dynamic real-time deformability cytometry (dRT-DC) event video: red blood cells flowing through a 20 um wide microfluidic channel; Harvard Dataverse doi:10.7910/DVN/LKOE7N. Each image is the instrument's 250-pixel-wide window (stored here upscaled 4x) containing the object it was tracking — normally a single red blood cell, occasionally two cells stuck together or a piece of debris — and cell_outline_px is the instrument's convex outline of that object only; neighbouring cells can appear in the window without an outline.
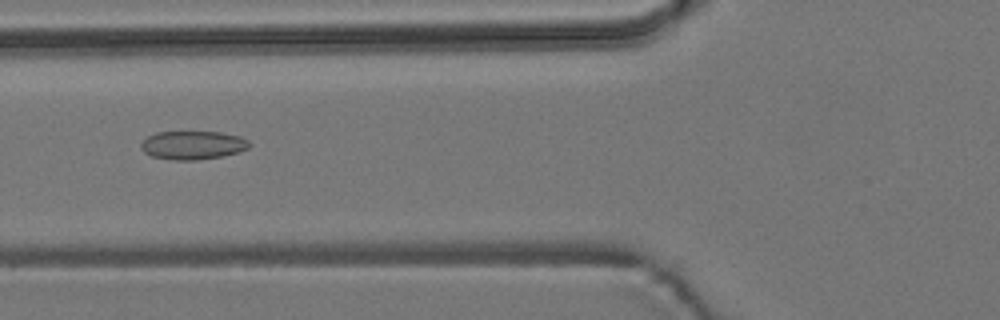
{"species": "common noctule bat (a hibernating species)", "species_latin": "Nyctalus noctula", "temperature_condition": "room temperature", "stored_images_in_passage": 55, "camera_frame_rate_fps": 3000, "um_per_image_px": 0.085, "animal": {"sex": "male", "body_mass_g": 19.2, "forearm_length_mm": 51.8}, "frame": {"image": 1, "passage_image": 21, "time_ms": 6.667, "image_size_px": [1000, 320], "cell_outline_px": [[252, 144], [248, 148], [240, 152], [220, 156], [196, 160], [176, 160], [152, 156], [144, 152], [140, 148], [140, 144], [148, 136], [156, 132], [220, 132], [240, 136], [248, 140]], "centroid_in_image_um": [16.4, 12.33], "position_along_channel_um": 109.4, "area_um2": 17.98}}
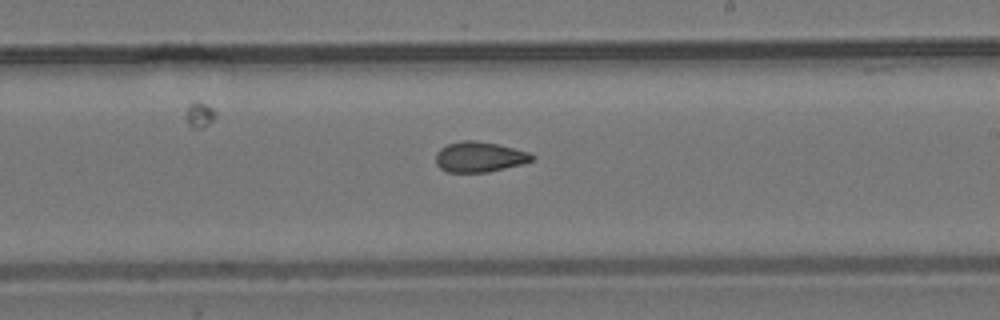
{"frame": {"image": 2, "passage_image": 32, "time_ms": 10.333, "image_size_px": [1000, 320], "cell_outline_px": [[536, 156], [532, 160], [520, 164], [488, 172], [448, 172], [440, 168], [436, 164], [436, 152], [440, 148], [448, 144], [464, 140], [476, 140], [496, 144], [528, 152]], "centroid_in_image_um": [40.71, 13.33], "position_along_channel_um": 248.3, "area_um2": 16.82}}
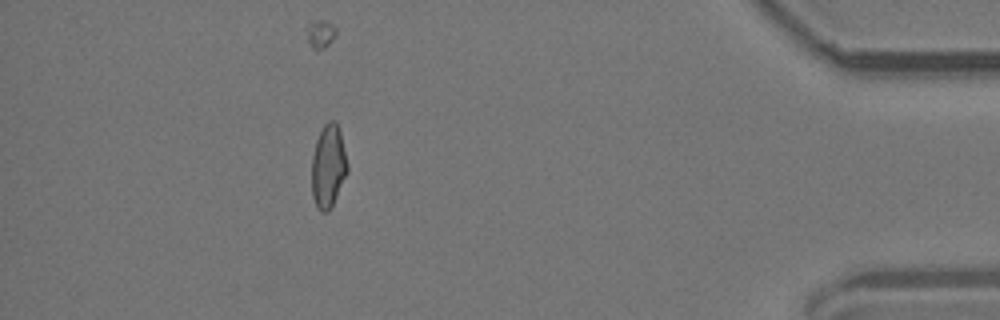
{"frame": {"image": 3, "passage_image": 49, "time_ms": 16.0, "image_size_px": [1000, 320], "cell_outline_px": [[348, 172], [328, 212], [320, 212], [316, 208], [312, 196], [312, 156], [316, 140], [324, 124], [328, 120], [336, 120], [340, 132], [348, 164]], "centroid_in_image_um": [27.89, 14.13], "position_along_channel_um": 407.3, "area_um2": 17.34}, "authors_computed_cell_mechanics": {"area_um2": 17.6868, "velocity_mm_per_s": 3.7813, "shape_relaxation_time_tau1_ms": null, "shape_relaxation_time_tau2_ms": 2.4988, "deformation_change_tau1": null, "deformation_change_tau2": 0.0874}}